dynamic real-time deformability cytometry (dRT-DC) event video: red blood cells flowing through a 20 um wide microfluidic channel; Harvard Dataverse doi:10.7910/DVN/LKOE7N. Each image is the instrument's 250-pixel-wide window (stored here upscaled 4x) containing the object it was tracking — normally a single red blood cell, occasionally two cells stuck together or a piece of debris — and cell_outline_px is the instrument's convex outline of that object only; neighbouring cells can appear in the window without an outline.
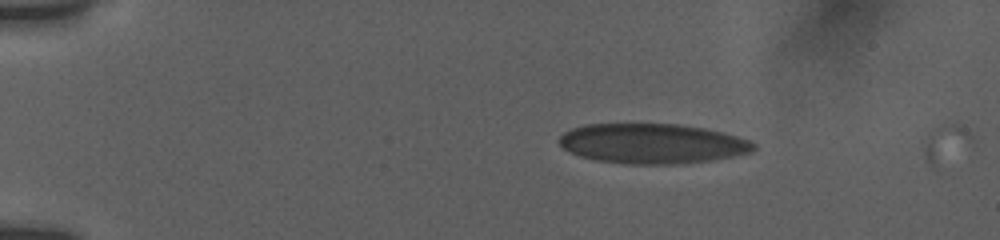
{"species": "human", "species_latin": "Homo sapiens", "temperature_condition": "room temperature", "stored_images_in_passage": 49, "camera_frame_rate_fps": 3000, "um_per_image_px": 0.085, "donor": {"sex": "female"}, "frame": {"image": 1, "passage_image": 6, "time_ms": 1.333, "image_size_px": [1000, 240], "cell_outline_px": [[756, 148], [748, 152], [708, 160], [676, 164], [624, 164], [596, 160], [580, 156], [564, 148], [560, 144], [560, 136], [564, 132], [572, 128], [588, 124], [676, 124], [700, 128], [720, 132], [748, 140], [756, 144]], "centroid_in_image_um": [55.38, 12.2], "position_along_channel_um": 29.6, "area_um2": 44.51}}
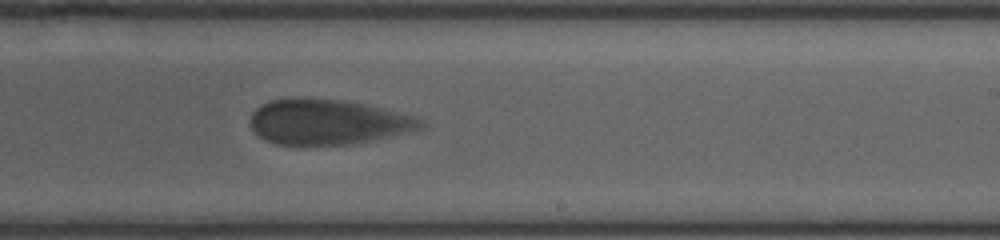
{"frame": {"image": 2, "passage_image": 27, "time_ms": 10.0, "image_size_px": [1000, 240], "cell_outline_px": [[424, 124], [420, 128], [372, 140], [352, 144], [276, 144], [260, 136], [252, 128], [252, 112], [260, 104], [272, 100], [340, 100], [364, 104], [380, 108], [408, 116], [420, 120]], "centroid_in_image_um": [27.8, 10.39], "position_along_channel_um": 261.2, "area_um2": 42.95}}
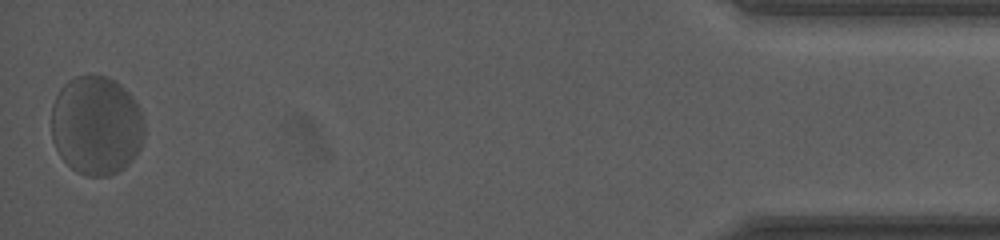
{"frame": {"image": 3, "passage_image": 49, "time_ms": 16.667, "image_size_px": [1000, 240], "cell_outline_px": [[144, 132], [140, 148], [128, 164], [124, 168], [108, 176], [88, 176], [76, 172], [60, 156], [52, 140], [52, 104], [60, 88], [68, 80], [76, 76], [92, 72], [104, 76], [120, 84], [132, 96], [144, 120]], "centroid_in_image_um": [8.17, 10.64], "position_along_channel_um": 427.0, "area_um2": 53.99}, "authors_computed_cell_mechanics": {"area_um2": 46.5868, "velocity_mm_per_s": 3.6296, "shape_relaxation_time_tau1_ms": 3.9384, "shape_relaxation_time_tau2_ms": null, "deformation_change_tau1": 0.0899, "deformation_change_tau2": null}}